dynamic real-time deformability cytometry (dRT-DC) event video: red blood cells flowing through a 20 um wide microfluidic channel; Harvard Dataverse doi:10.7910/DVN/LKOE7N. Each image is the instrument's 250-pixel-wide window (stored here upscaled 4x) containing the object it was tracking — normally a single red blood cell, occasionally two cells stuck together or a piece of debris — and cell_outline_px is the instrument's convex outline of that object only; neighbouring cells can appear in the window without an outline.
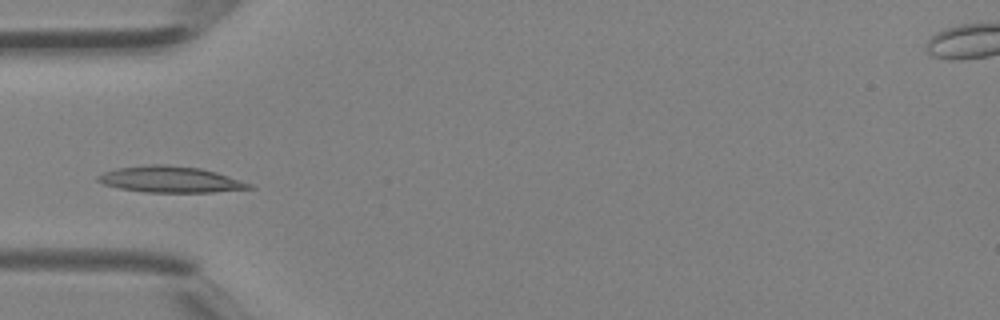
{"species": "Egyptian fruit bat (a non-hibernating species)", "species_latin": "Rousettus aegyptiacus", "temperature_condition": "room temperature", "stored_images_in_passage": 36, "camera_frame_rate_fps": 3000, "um_per_image_px": 0.085, "animal": {"sex": "female"}, "frame": {"image": 1, "passage_image": 8, "time_ms": 2.333, "image_size_px": [1000, 320], "cell_outline_px": [[256, 188], [212, 192], [144, 192], [120, 188], [104, 184], [96, 180], [96, 176], [104, 172], [116, 168], [148, 164], [164, 164], [200, 168], [216, 172], [252, 184]], "centroid_in_image_um": [14.47, 15.25], "position_along_channel_um": 70.5, "area_um2": 23.06}}
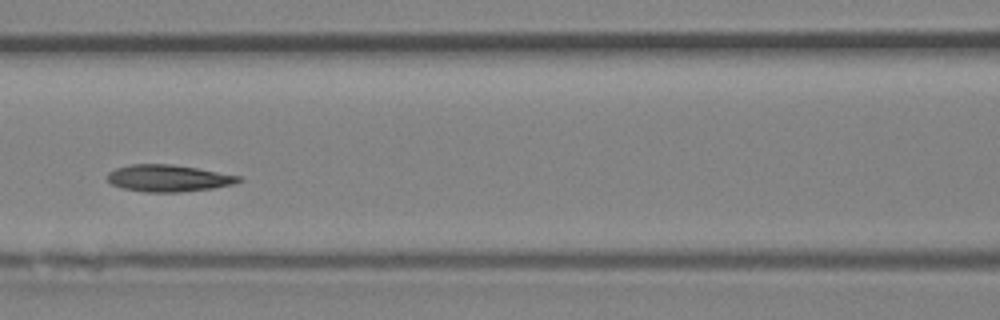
{"frame": {"image": 2, "passage_image": 13, "time_ms": 4.0, "image_size_px": [1000, 320], "cell_outline_px": [[244, 180], [232, 184], [212, 188], [180, 192], [144, 192], [120, 188], [112, 184], [108, 180], [108, 172], [116, 168], [132, 164], [172, 164], [244, 176]], "centroid_in_image_um": [14.33, 15.15], "position_along_channel_um": 152.3, "area_um2": 20.63}}
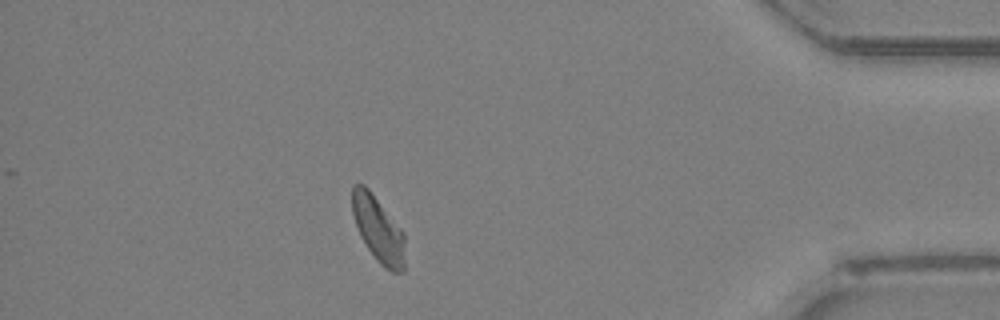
{"frame": {"image": 3, "passage_image": 31, "time_ms": 10.0, "image_size_px": [1000, 320], "cell_outline_px": [[404, 272], [392, 272], [384, 268], [376, 260], [360, 236], [352, 212], [352, 184], [364, 184], [368, 188], [404, 232]], "centroid_in_image_um": [32.15, 19.5], "position_along_channel_um": 403.1, "area_um2": 20.11}}